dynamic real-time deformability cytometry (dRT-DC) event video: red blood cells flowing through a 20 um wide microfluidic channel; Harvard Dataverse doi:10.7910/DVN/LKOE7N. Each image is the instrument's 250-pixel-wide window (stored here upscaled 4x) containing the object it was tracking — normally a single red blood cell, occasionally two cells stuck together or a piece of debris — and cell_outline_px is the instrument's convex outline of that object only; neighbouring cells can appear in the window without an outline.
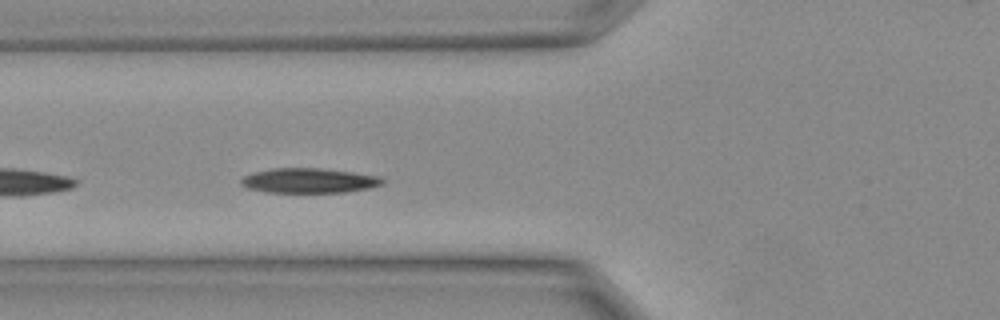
{"species": "Egyptian fruit bat (a non-hibernating species)", "species_latin": "Rousettus aegyptiacus", "temperature_condition": "warm", "stored_images_in_passage": 3, "camera_frame_rate_fps": 3000, "um_per_image_px": 0.085, "animal": {"sex": "female"}, "frame": {"image": 1, "passage_image": 2, "time_ms": 0.333, "image_size_px": [1000, 320], "cell_outline_px": [[384, 184], [368, 188], [344, 192], [268, 192], [248, 188], [240, 184], [240, 180], [244, 176], [252, 172], [272, 168], [320, 168], [352, 172], [380, 176], [384, 180]], "centroid_in_image_um": [26.25, 15.34], "position_along_channel_um": 99.5, "area_um2": 20.4}}